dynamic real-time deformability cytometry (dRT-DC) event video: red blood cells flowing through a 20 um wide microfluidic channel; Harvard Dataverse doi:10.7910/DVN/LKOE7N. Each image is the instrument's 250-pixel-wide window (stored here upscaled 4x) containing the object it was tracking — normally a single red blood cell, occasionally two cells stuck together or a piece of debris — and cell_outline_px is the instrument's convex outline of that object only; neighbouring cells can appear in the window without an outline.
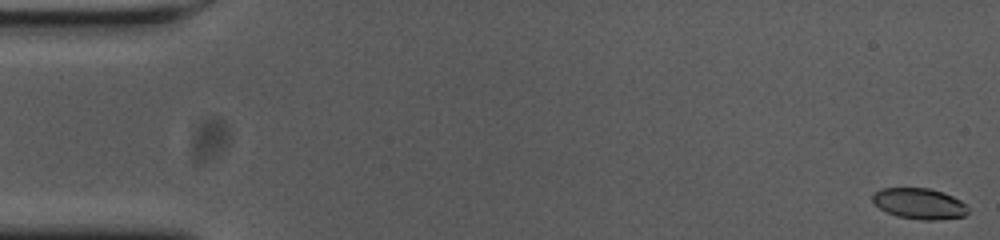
{"species": "common noctule bat (a hibernating species)", "species_latin": "Nyctalus noctula", "temperature_condition": "cold", "stored_images_in_passage": 17, "camera_frame_rate_fps": 3000, "um_per_image_px": 0.085, "animal": {"sex": "female", "body_mass_g": 23.0, "forearm_length_mm": 53.4}, "frame": {"image": 1, "passage_image": 1, "time_ms": 0.0, "image_size_px": [1000, 240], "cell_outline_px": [[968, 212], [964, 216], [936, 220], [920, 220], [896, 216], [880, 208], [872, 200], [872, 196], [880, 188], [928, 188], [944, 192], [960, 200], [968, 208]], "centroid_in_image_um": [78.15, 17.31], "position_along_channel_um": 6.9, "area_um2": 17.11}}